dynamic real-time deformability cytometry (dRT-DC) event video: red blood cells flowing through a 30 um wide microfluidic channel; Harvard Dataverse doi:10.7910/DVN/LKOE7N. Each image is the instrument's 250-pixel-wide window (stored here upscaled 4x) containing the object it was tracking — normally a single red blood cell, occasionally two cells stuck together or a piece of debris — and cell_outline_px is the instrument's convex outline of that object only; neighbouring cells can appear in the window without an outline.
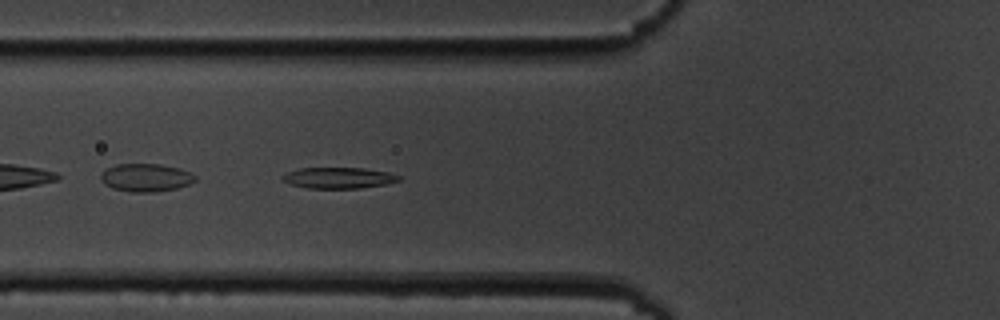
{"species": "common noctule bat (a hibernating species)", "species_latin": "Nyctalus noctula", "temperature_condition": "cold", "stored_images_in_passage": 5, "camera_frame_rate_fps": 3000, "um_per_image_px": 0.085, "animal": {"sex": "male", "body_mass_g": 19.5, "forearm_length_mm": 54.6}, "frame": {"image": 1, "passage_image": 5, "time_ms": 5.667, "image_size_px": [1000, 320], "cell_outline_px": [[400, 180], [384, 184], [360, 188], [308, 188], [292, 184], [284, 180], [280, 176], [288, 172], [300, 168], [364, 168], [388, 172], [400, 176]], "centroid_in_image_um": [28.79, 15.11], "position_along_channel_um": 97.0, "area_um2": 14.05}}